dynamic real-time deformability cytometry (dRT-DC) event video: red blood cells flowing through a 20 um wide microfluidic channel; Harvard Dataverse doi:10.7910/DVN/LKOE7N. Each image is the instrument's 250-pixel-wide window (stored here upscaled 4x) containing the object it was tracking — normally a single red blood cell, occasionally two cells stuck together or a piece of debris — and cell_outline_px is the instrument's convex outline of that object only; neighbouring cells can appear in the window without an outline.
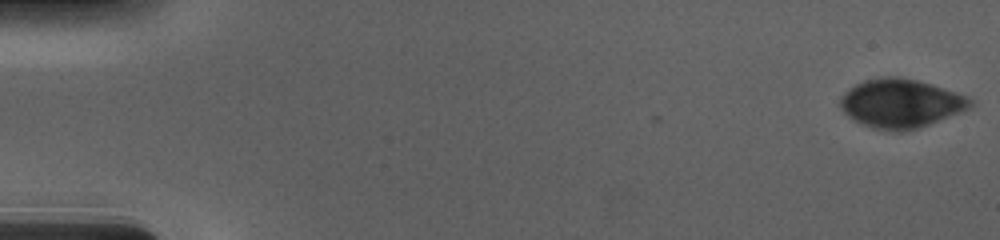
{"species": "human", "species_latin": "Homo sapiens", "temperature_condition": "cold", "stored_images_in_passage": 56, "camera_frame_rate_fps": 3000, "um_per_image_px": 0.085, "donor": {"sex": "male"}, "frame": {"image": 1, "passage_image": 1, "time_ms": 0.0, "image_size_px": [1000, 240], "cell_outline_px": [[972, 108], [920, 128], [900, 132], [896, 132], [872, 128], [848, 116], [840, 108], [840, 96], [848, 88], [864, 80], [888, 76], [896, 76], [916, 80], [932, 84], [956, 92], [972, 100]], "centroid_in_image_um": [76.56, 8.8], "position_along_channel_um": 8.4, "area_um2": 37.05}}
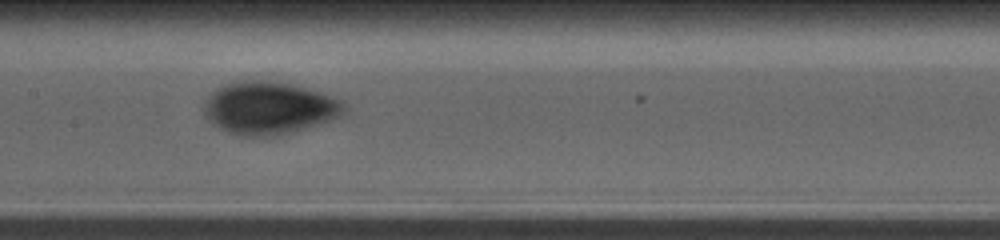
{"frame": {"image": 2, "passage_image": 29, "time_ms": 9.333, "image_size_px": [1000, 240], "cell_outline_px": [[348, 108], [340, 116], [324, 124], [296, 132], [276, 136], [236, 136], [212, 124], [204, 116], [204, 100], [216, 88], [224, 84], [236, 80], [256, 80], [292, 84], [340, 100]], "centroid_in_image_um": [22.84, 9.21], "position_along_channel_um": 184.6, "area_um2": 43.35}}
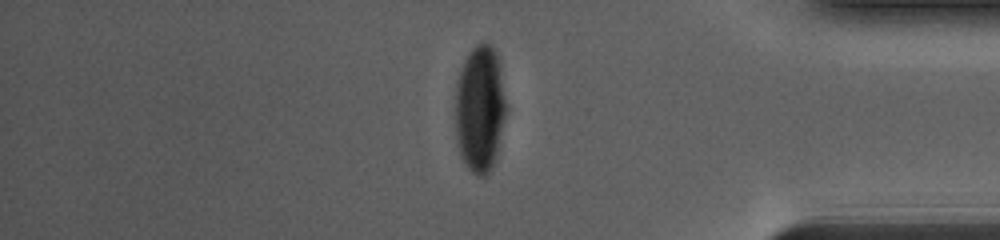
{"frame": {"image": 3, "passage_image": 48, "time_ms": 15.667, "image_size_px": [1000, 240], "cell_outline_px": [[508, 112], [496, 160], [488, 172], [484, 176], [476, 176], [464, 164], [460, 156], [456, 144], [456, 84], [464, 60], [472, 48], [476, 44], [484, 40], [496, 52], [500, 68], [508, 108]], "centroid_in_image_um": [40.82, 9.28], "position_along_channel_um": 394.4, "area_um2": 38.44}}